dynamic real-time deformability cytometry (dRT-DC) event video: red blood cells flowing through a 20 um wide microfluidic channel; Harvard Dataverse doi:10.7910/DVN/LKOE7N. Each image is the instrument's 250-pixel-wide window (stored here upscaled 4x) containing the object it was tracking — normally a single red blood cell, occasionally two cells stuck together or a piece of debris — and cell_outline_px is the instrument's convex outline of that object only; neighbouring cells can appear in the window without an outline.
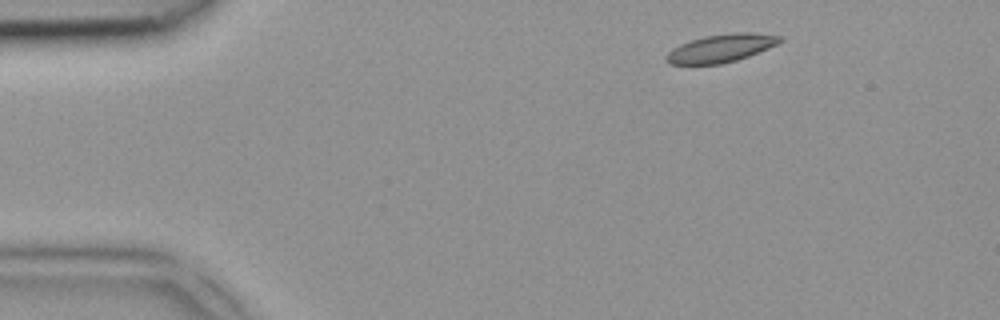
{"species": "common noctule bat (a hibernating species)", "species_latin": "Nyctalus noctula", "temperature_condition": "room temperature", "stored_images_in_passage": 5, "camera_frame_rate_fps": 3000, "um_per_image_px": 0.085, "animal": {"sex": "female", "body_mass_g": 18.4}, "frame": {"image": 1, "passage_image": 5, "time_ms": 1.333, "image_size_px": [1000, 320], "cell_outline_px": [[784, 40], [768, 48], [748, 56], [736, 60], [720, 64], [668, 64], [664, 60], [664, 56], [672, 48], [680, 44], [704, 36], [736, 32], [752, 32], [780, 36]], "centroid_in_image_um": [61.25, 4.1], "position_along_channel_um": 23.8, "area_um2": 18.5}}